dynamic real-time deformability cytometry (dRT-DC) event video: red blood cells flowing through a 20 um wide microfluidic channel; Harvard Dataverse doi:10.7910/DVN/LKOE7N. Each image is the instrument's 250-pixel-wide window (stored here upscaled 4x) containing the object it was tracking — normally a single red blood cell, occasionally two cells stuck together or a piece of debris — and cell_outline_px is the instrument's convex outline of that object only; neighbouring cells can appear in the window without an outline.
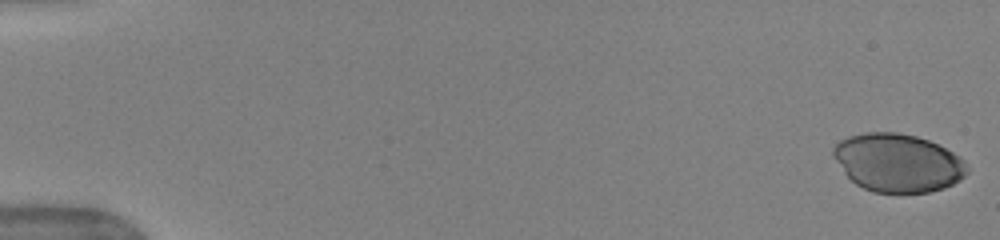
{"species": "human", "species_latin": "Homo sapiens", "temperature_condition": "warm", "stored_images_in_passage": 52, "camera_frame_rate_fps": 3000, "um_per_image_px": 0.085, "donor": {"sex": "female"}, "frame": {"image": 1, "passage_image": 1, "time_ms": 0.0, "image_size_px": [1000, 240], "cell_outline_px": [[968, 172], [960, 180], [944, 188], [928, 192], [872, 192], [856, 184], [844, 172], [832, 156], [832, 148], [840, 140], [848, 136], [864, 132], [896, 132], [916, 136], [928, 140], [960, 156], [964, 160], [968, 168]], "centroid_in_image_um": [76.3, 13.83], "position_along_channel_um": 8.7, "area_um2": 45.32}}
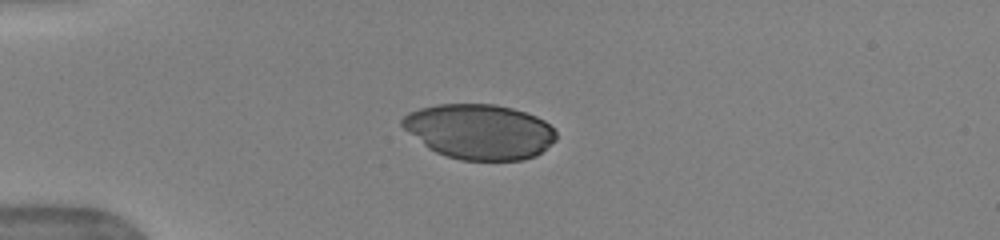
{"frame": {"image": 2, "passage_image": 14, "time_ms": 4.333, "image_size_px": [1000, 240], "cell_outline_px": [[556, 140], [536, 156], [524, 160], [460, 160], [436, 152], [428, 148], [404, 128], [400, 124], [400, 120], [408, 112], [420, 108], [436, 104], [496, 104], [512, 108], [536, 116], [544, 120], [556, 132]], "centroid_in_image_um": [40.76, 11.18], "position_along_channel_um": 44.2, "area_um2": 49.36}}
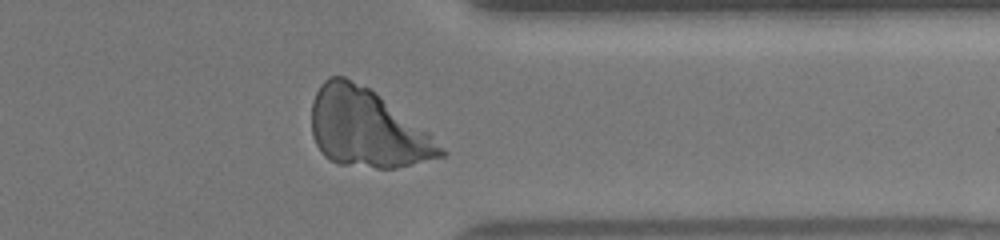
{"frame": {"image": 3, "passage_image": 42, "time_ms": 13.667, "image_size_px": [1000, 240], "cell_outline_px": [[448, 152], [444, 156], [396, 168], [376, 168], [340, 164], [324, 156], [320, 152], [312, 136], [312, 100], [320, 84], [328, 76], [344, 76], [376, 92], [428, 132]], "centroid_in_image_um": [31.18, 10.9], "position_along_channel_um": 380.2, "area_um2": 58.61}}